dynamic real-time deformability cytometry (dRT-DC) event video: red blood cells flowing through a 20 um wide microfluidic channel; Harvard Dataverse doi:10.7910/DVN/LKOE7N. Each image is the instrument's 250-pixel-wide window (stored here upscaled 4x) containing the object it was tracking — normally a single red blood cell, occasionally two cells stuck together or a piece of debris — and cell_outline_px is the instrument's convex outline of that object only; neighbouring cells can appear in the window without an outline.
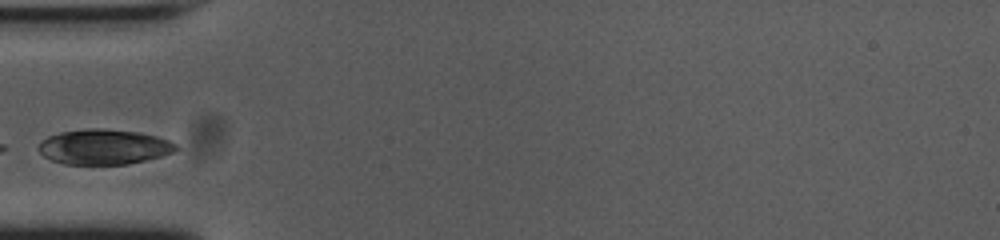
{"species": "common noctule bat (a hibernating species)", "species_latin": "Nyctalus noctula", "temperature_condition": "cold", "stored_images_in_passage": 5, "camera_frame_rate_fps": 3000, "um_per_image_px": 0.085, "animal": {"sex": "female", "body_mass_g": 23.0, "forearm_length_mm": 53.4}, "frame": {"image": 1, "passage_image": 1, "time_ms": 0.0, "image_size_px": [1000, 240], "cell_outline_px": [[180, 148], [176, 152], [128, 164], [64, 164], [52, 160], [44, 156], [36, 148], [48, 136], [60, 132], [88, 128], [100, 128], [140, 132], [156, 136], [168, 140], [176, 144]], "centroid_in_image_um": [8.85, 12.48], "position_along_channel_um": 76.1, "area_um2": 28.15}}